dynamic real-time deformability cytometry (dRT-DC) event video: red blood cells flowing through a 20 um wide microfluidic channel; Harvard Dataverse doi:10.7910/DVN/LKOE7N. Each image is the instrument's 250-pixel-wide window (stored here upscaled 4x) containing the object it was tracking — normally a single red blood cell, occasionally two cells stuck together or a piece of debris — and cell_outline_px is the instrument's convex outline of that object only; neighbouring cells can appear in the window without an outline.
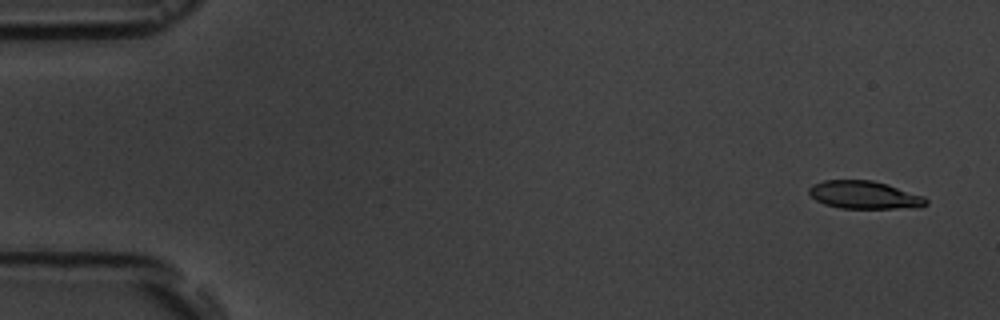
{"species": "common noctule bat (a hibernating species)", "species_latin": "Nyctalus noctula", "temperature_condition": "room temperature", "stored_images_in_passage": 5, "camera_frame_rate_fps": 3000, "um_per_image_px": 0.085, "animal": {"sex": "male", "body_mass_g": 19.5, "forearm_length_mm": 54.6}, "frame": {"image": 1, "passage_image": 1, "time_ms": 0.0, "image_size_px": [1000, 320], "cell_outline_px": [[928, 204], [920, 208], [840, 208], [824, 204], [816, 200], [808, 192], [808, 188], [812, 184], [824, 180], [872, 180], [888, 184], [924, 196], [928, 200]], "centroid_in_image_um": [73.49, 16.57], "position_along_channel_um": 11.5, "area_um2": 19.19}}
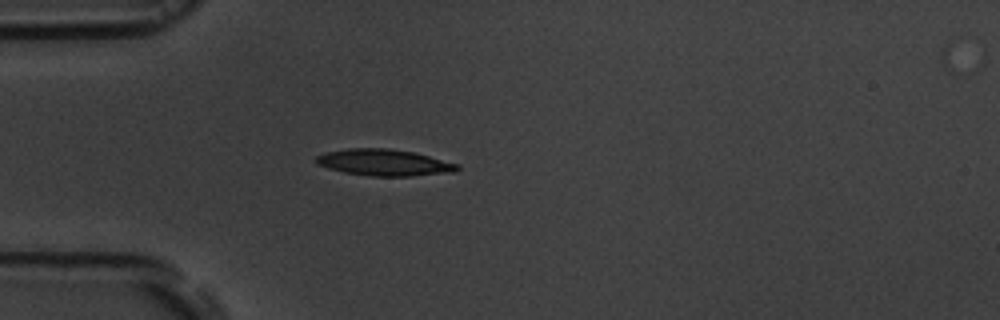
{"frame": {"image": 2, "passage_image": 4, "time_ms": 4.333, "image_size_px": [1000, 320], "cell_outline_px": [[460, 168], [456, 172], [412, 176], [372, 176], [344, 172], [328, 168], [316, 164], [312, 160], [316, 156], [324, 152], [348, 148], [388, 148], [412, 152], [460, 164]], "centroid_in_image_um": [32.62, 13.81], "position_along_channel_um": 52.4, "area_um2": 21.96}}